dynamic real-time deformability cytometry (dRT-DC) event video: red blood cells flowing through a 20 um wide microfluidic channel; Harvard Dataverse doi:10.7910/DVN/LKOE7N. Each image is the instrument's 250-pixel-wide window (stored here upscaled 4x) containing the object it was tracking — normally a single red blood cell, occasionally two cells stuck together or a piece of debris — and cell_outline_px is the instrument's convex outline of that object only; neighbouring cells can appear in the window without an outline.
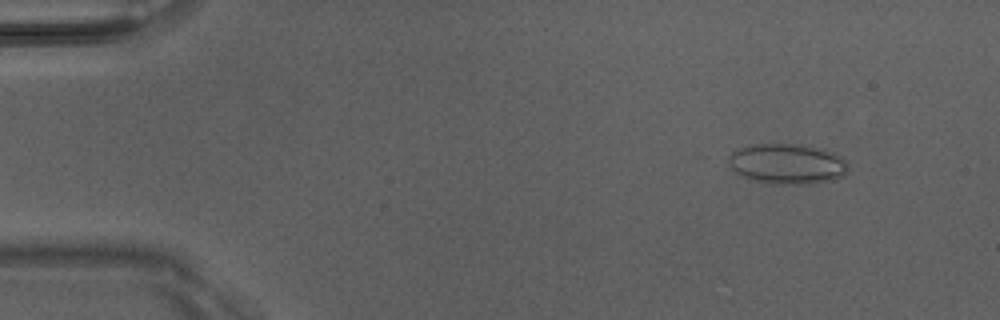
{"species": "Egyptian fruit bat (a non-hibernating species)", "species_latin": "Rousettus aegyptiacus", "temperature_condition": "room temperature", "stored_images_in_passage": 50, "camera_frame_rate_fps": 3000, "um_per_image_px": 0.085, "animal": {"sex": "male"}, "frame": {"image": 1, "passage_image": 5, "time_ms": 1.333, "image_size_px": [1000, 320], "cell_outline_px": [[848, 168], [844, 176], [832, 180], [808, 184], [772, 184], [748, 180], [736, 172], [728, 164], [728, 156], [736, 148], [752, 144], [800, 144], [824, 148], [836, 152], [848, 164]], "centroid_in_image_um": [66.91, 13.92], "position_along_channel_um": 18.1, "area_um2": 28.73}}
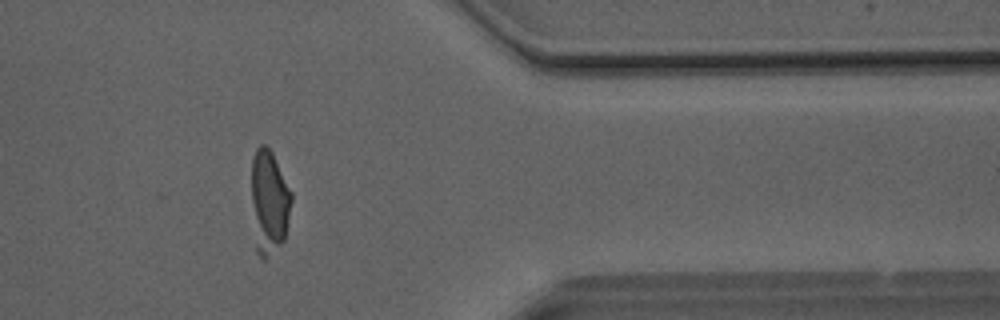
{"frame": {"image": 2, "passage_image": 41, "time_ms": 13.333, "image_size_px": [1000, 320], "cell_outline_px": [[292, 200], [284, 240], [264, 260], [256, 252], [252, 200], [252, 156], [256, 148], [260, 144], [264, 144], [272, 152], [292, 192]], "centroid_in_image_um": [22.87, 17.13], "position_along_channel_um": 388.5, "area_um2": 23.99}}
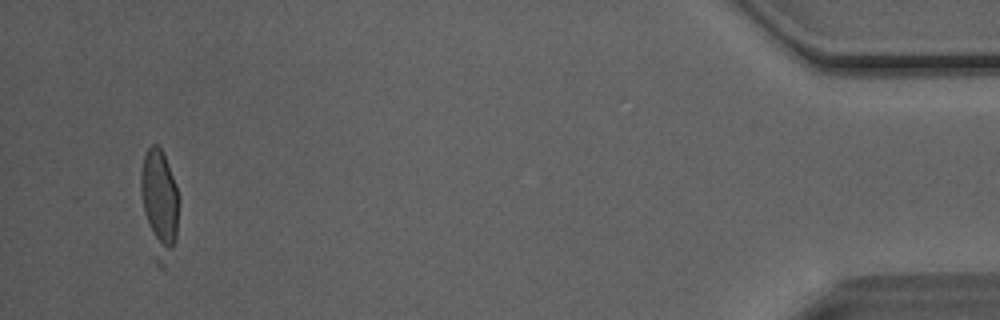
{"frame": {"image": 3, "passage_image": 48, "time_ms": 15.667, "image_size_px": [1000, 320], "cell_outline_px": [[180, 200], [176, 240], [164, 268], [160, 268], [156, 264], [144, 212], [140, 192], [140, 172], [144, 156], [148, 148], [152, 144], [156, 144], [164, 152], [176, 184]], "centroid_in_image_um": [13.57, 17.25], "position_along_channel_um": 421.6, "area_um2": 24.1}}